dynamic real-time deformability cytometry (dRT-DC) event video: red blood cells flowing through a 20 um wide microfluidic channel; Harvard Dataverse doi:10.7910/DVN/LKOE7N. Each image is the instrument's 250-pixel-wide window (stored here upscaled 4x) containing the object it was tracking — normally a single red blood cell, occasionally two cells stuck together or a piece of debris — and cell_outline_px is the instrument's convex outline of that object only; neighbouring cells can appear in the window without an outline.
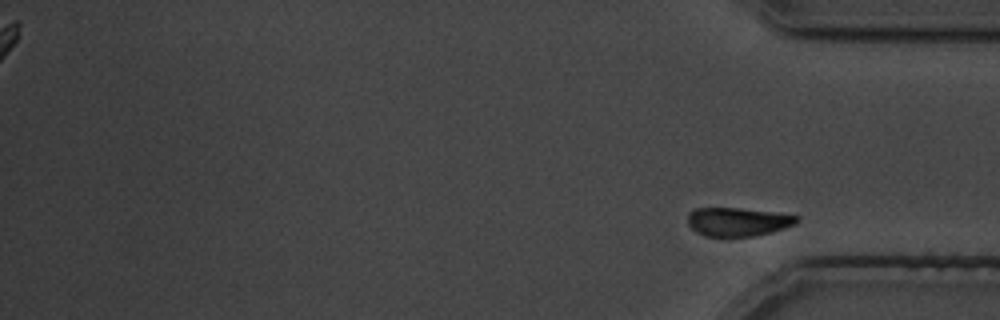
{"species": "common noctule bat (a hibernating species)", "species_latin": "Nyctalus noctula", "temperature_condition": "cold", "stored_images_in_passage": 27, "segment_of_instrument_passage": [2, 2], "camera_frame_rate_fps": 3000, "um_per_image_px": 0.085, "animal": {"sex": "male", "body_mass_g": 19.5, "forearm_length_mm": 54.6}, "frame": {"image": 1, "passage_image": 27, "time_ms": 34.0, "image_size_px": [1000, 320], "cell_outline_px": [[800, 220], [796, 224], [772, 232], [752, 236], [728, 240], [704, 236], [696, 232], [688, 224], [688, 212], [696, 208], [740, 208], [772, 212], [800, 216]], "centroid_in_image_um": [62.69, 18.89], "position_along_channel_um": 372.5, "area_um2": 18.9}}